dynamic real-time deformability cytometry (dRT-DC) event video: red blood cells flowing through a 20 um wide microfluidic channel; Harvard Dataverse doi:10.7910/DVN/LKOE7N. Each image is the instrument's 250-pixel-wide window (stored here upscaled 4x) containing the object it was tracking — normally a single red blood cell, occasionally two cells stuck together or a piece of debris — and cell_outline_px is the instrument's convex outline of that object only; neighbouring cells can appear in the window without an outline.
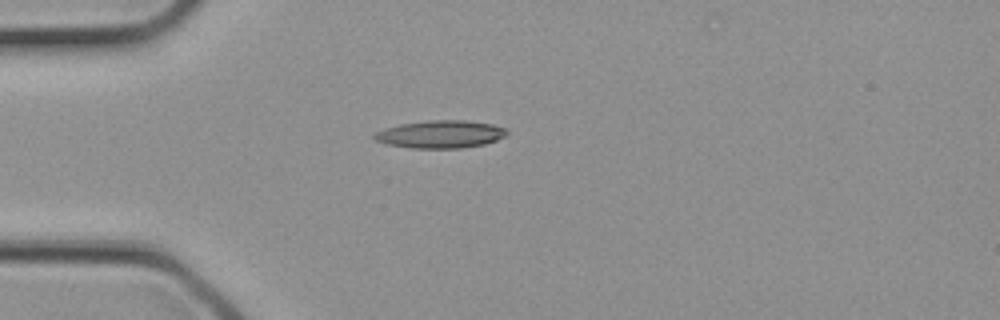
{"species": "common noctule bat (a hibernating species)", "species_latin": "Nyctalus noctula", "temperature_condition": "cold", "stored_images_in_passage": 2, "camera_frame_rate_fps": 3000, "um_per_image_px": 0.085, "animal": {"sex": "female", "body_mass_g": 21.9}, "frame": {"image": 1, "passage_image": 2, "time_ms": 0.333, "image_size_px": [1000, 320], "cell_outline_px": [[508, 136], [484, 144], [460, 148], [412, 148], [384, 144], [376, 140], [372, 136], [376, 132], [384, 128], [400, 124], [428, 120], [464, 120], [492, 124], [504, 128], [508, 132]], "centroid_in_image_um": [37.43, 11.41], "position_along_channel_um": 47.6, "area_um2": 21.44}}